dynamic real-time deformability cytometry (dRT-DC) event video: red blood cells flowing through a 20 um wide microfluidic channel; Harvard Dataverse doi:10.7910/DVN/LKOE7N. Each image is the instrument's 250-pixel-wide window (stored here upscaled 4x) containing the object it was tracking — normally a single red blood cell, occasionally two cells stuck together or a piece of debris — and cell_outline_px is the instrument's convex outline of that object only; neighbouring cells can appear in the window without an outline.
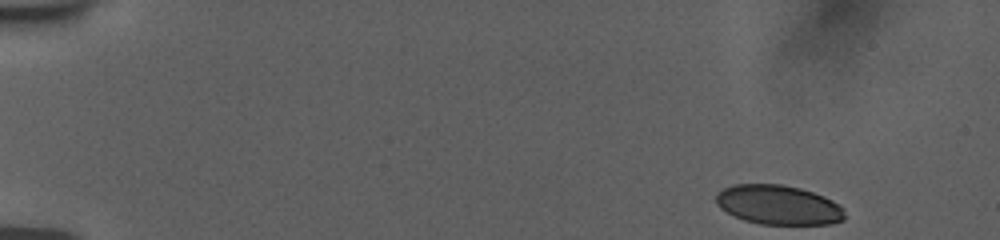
{"species": "human", "species_latin": "Homo sapiens", "temperature_condition": "room temperature", "stored_images_in_passage": 46, "camera_frame_rate_fps": 3000, "um_per_image_px": 0.085, "donor": {"sex": "female"}, "frame": {"image": 1, "passage_image": 1, "time_ms": 0.0, "image_size_px": [1000, 240], "cell_outline_px": [[844, 220], [832, 224], [760, 224], [744, 220], [720, 208], [716, 204], [716, 196], [724, 188], [732, 184], [780, 184], [800, 188], [824, 196], [832, 200], [844, 208]], "centroid_in_image_um": [66.18, 17.41], "position_along_channel_um": 18.8, "area_um2": 29.54}}
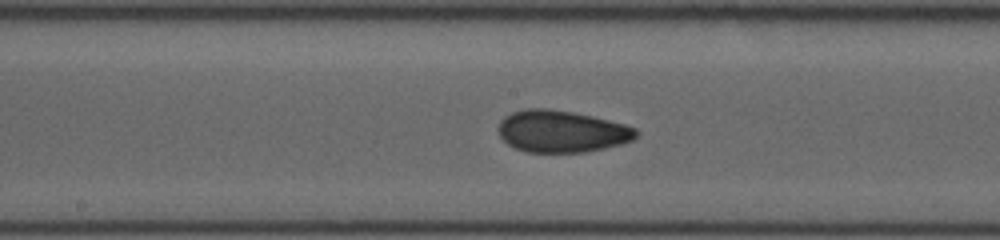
{"frame": {"image": 2, "passage_image": 24, "time_ms": 8.333, "image_size_px": [1000, 240], "cell_outline_px": [[640, 132], [632, 140], [620, 144], [604, 148], [584, 152], [528, 152], [512, 148], [500, 136], [500, 120], [504, 116], [512, 112], [524, 108], [548, 108], [572, 112], [592, 116], [624, 124], [636, 128]], "centroid_in_image_um": [47.73, 11.16], "position_along_channel_um": 200.5, "area_um2": 33.64}}
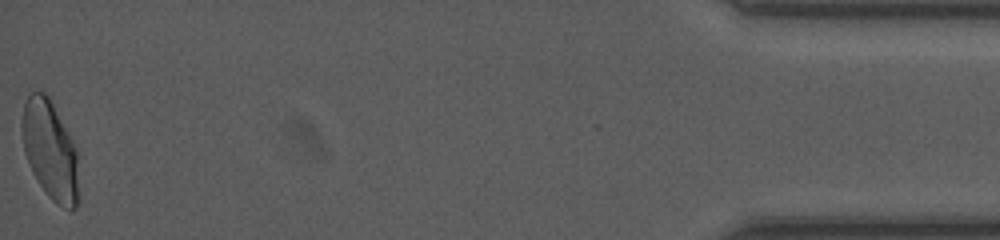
{"frame": {"image": 3, "passage_image": 46, "time_ms": 16.667, "image_size_px": [1000, 240], "cell_outline_px": [[80, 200], [76, 208], [72, 212], [56, 204], [48, 196], [32, 172], [24, 152], [20, 132], [20, 124], [24, 104], [28, 96], [32, 92], [44, 92], [48, 96], [76, 148]], "centroid_in_image_um": [4.26, 12.83], "position_along_channel_um": 430.9, "area_um2": 33.0}, "authors_computed_cell_mechanics": {"area_um2": 32.368, "velocity_mm_per_s": 3.7758, "shape_relaxation_time_tau1_ms": 5.3, "shape_relaxation_time_tau2_ms": 0.8589, "deformation_change_tau1": 0.1411, "deformation_change_tau2": 0.053}}